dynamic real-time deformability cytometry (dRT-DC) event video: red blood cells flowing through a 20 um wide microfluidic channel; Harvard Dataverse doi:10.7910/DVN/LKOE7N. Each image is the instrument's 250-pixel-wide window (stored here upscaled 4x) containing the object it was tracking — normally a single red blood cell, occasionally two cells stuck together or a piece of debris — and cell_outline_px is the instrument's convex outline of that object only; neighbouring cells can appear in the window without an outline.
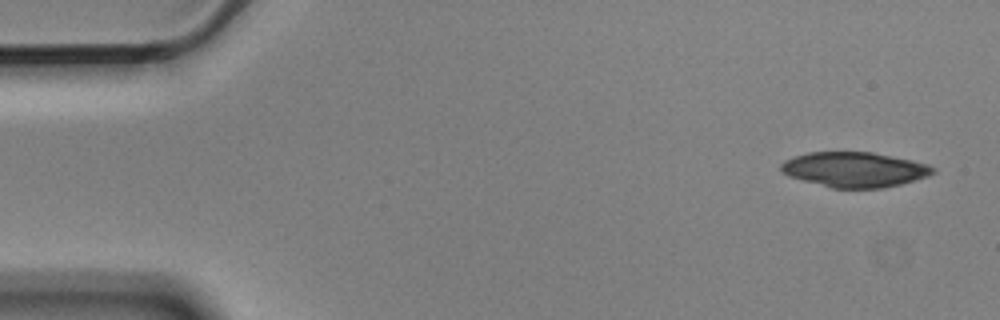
{"species": "Egyptian fruit bat (a non-hibernating species)", "species_latin": "Rousettus aegyptiacus", "temperature_condition": "cold", "stored_images_in_passage": 5, "camera_frame_rate_fps": 3000, "um_per_image_px": 0.085, "animal": {"sex": "male"}, "frame": {"image": 1, "passage_image": 1, "time_ms": 0.0, "image_size_px": [1000, 320], "cell_outline_px": [[936, 172], [928, 176], [900, 184], [884, 188], [832, 188], [788, 176], [780, 172], [780, 164], [784, 160], [792, 156], [808, 152], [872, 152], [912, 160], [928, 164], [936, 168]], "centroid_in_image_um": [72.61, 14.41], "position_along_channel_um": 12.4, "area_um2": 31.21}}
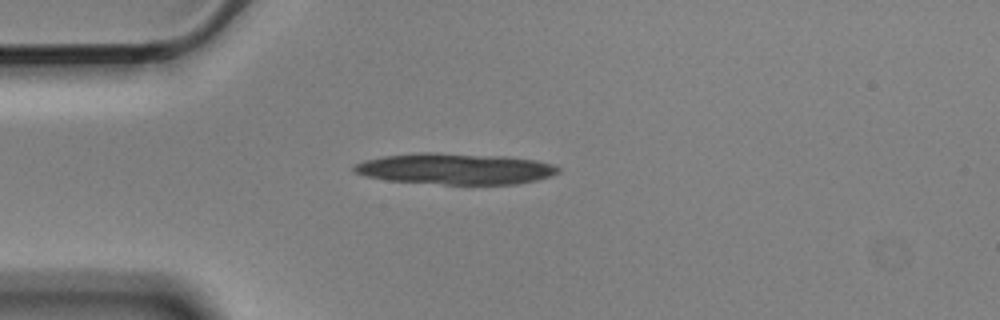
{"frame": {"image": 2, "passage_image": 4, "time_ms": 1.0, "image_size_px": [1000, 320], "cell_outline_px": [[560, 172], [552, 176], [536, 180], [516, 184], [444, 184], [388, 180], [364, 176], [352, 172], [352, 164], [364, 160], [384, 156], [420, 152], [436, 152], [504, 156], [536, 160], [556, 164], [560, 168]], "centroid_in_image_um": [38.69, 14.34], "position_along_channel_um": 46.3, "area_um2": 37.34}}